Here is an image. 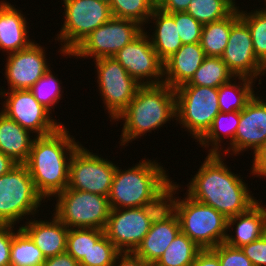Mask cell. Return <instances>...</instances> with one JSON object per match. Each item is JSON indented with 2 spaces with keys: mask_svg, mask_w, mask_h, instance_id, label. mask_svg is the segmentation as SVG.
<instances>
[{
  "mask_svg": "<svg viewBox=\"0 0 266 266\" xmlns=\"http://www.w3.org/2000/svg\"><path fill=\"white\" fill-rule=\"evenodd\" d=\"M222 155L208 153L187 184L186 193L230 218L247 211L258 200L252 196L241 176L231 172Z\"/></svg>",
  "mask_w": 266,
  "mask_h": 266,
  "instance_id": "1",
  "label": "cell"
},
{
  "mask_svg": "<svg viewBox=\"0 0 266 266\" xmlns=\"http://www.w3.org/2000/svg\"><path fill=\"white\" fill-rule=\"evenodd\" d=\"M64 126L49 135L34 136L28 160L24 163L44 200H50L51 196L55 197L67 188L70 160L81 145Z\"/></svg>",
  "mask_w": 266,
  "mask_h": 266,
  "instance_id": "2",
  "label": "cell"
},
{
  "mask_svg": "<svg viewBox=\"0 0 266 266\" xmlns=\"http://www.w3.org/2000/svg\"><path fill=\"white\" fill-rule=\"evenodd\" d=\"M144 158L127 170L116 167L108 196L111 209L167 206L173 181L160 163Z\"/></svg>",
  "mask_w": 266,
  "mask_h": 266,
  "instance_id": "3",
  "label": "cell"
},
{
  "mask_svg": "<svg viewBox=\"0 0 266 266\" xmlns=\"http://www.w3.org/2000/svg\"><path fill=\"white\" fill-rule=\"evenodd\" d=\"M171 119L176 120L175 89L163 83L141 86L127 108L113 122L124 120L119 144L127 146Z\"/></svg>",
  "mask_w": 266,
  "mask_h": 266,
  "instance_id": "4",
  "label": "cell"
},
{
  "mask_svg": "<svg viewBox=\"0 0 266 266\" xmlns=\"http://www.w3.org/2000/svg\"><path fill=\"white\" fill-rule=\"evenodd\" d=\"M179 188L176 182H172L167 194V205L178 216L181 232L201 249H212L225 242L228 218L213 207L194 200L187 193L183 200L175 198Z\"/></svg>",
  "mask_w": 266,
  "mask_h": 266,
  "instance_id": "5",
  "label": "cell"
},
{
  "mask_svg": "<svg viewBox=\"0 0 266 266\" xmlns=\"http://www.w3.org/2000/svg\"><path fill=\"white\" fill-rule=\"evenodd\" d=\"M42 200L26 165L17 164L0 176V225L15 226L26 215L36 216Z\"/></svg>",
  "mask_w": 266,
  "mask_h": 266,
  "instance_id": "6",
  "label": "cell"
},
{
  "mask_svg": "<svg viewBox=\"0 0 266 266\" xmlns=\"http://www.w3.org/2000/svg\"><path fill=\"white\" fill-rule=\"evenodd\" d=\"M176 122L198 142L219 114L218 88L181 85L175 89ZM184 126V127H183Z\"/></svg>",
  "mask_w": 266,
  "mask_h": 266,
  "instance_id": "7",
  "label": "cell"
},
{
  "mask_svg": "<svg viewBox=\"0 0 266 266\" xmlns=\"http://www.w3.org/2000/svg\"><path fill=\"white\" fill-rule=\"evenodd\" d=\"M55 215L69 229L97 228L104 230L111 211L109 199L96 193L71 188L55 195Z\"/></svg>",
  "mask_w": 266,
  "mask_h": 266,
  "instance_id": "8",
  "label": "cell"
},
{
  "mask_svg": "<svg viewBox=\"0 0 266 266\" xmlns=\"http://www.w3.org/2000/svg\"><path fill=\"white\" fill-rule=\"evenodd\" d=\"M64 23L58 41L62 42L60 54L68 56L92 31L113 16L108 3L98 0H63Z\"/></svg>",
  "mask_w": 266,
  "mask_h": 266,
  "instance_id": "9",
  "label": "cell"
},
{
  "mask_svg": "<svg viewBox=\"0 0 266 266\" xmlns=\"http://www.w3.org/2000/svg\"><path fill=\"white\" fill-rule=\"evenodd\" d=\"M165 207L111 209L104 233L120 252H134Z\"/></svg>",
  "mask_w": 266,
  "mask_h": 266,
  "instance_id": "10",
  "label": "cell"
},
{
  "mask_svg": "<svg viewBox=\"0 0 266 266\" xmlns=\"http://www.w3.org/2000/svg\"><path fill=\"white\" fill-rule=\"evenodd\" d=\"M97 83L110 121L127 108L141 85L133 79L114 57L95 59Z\"/></svg>",
  "mask_w": 266,
  "mask_h": 266,
  "instance_id": "11",
  "label": "cell"
},
{
  "mask_svg": "<svg viewBox=\"0 0 266 266\" xmlns=\"http://www.w3.org/2000/svg\"><path fill=\"white\" fill-rule=\"evenodd\" d=\"M144 28L129 19L112 17L92 31L70 54V56L99 59L113 57L126 44L137 37Z\"/></svg>",
  "mask_w": 266,
  "mask_h": 266,
  "instance_id": "12",
  "label": "cell"
},
{
  "mask_svg": "<svg viewBox=\"0 0 266 266\" xmlns=\"http://www.w3.org/2000/svg\"><path fill=\"white\" fill-rule=\"evenodd\" d=\"M116 166L80 145L70 160L67 187L108 197Z\"/></svg>",
  "mask_w": 266,
  "mask_h": 266,
  "instance_id": "13",
  "label": "cell"
},
{
  "mask_svg": "<svg viewBox=\"0 0 266 266\" xmlns=\"http://www.w3.org/2000/svg\"><path fill=\"white\" fill-rule=\"evenodd\" d=\"M0 96L1 99L3 96L7 98L2 103L1 112L24 129L35 133L36 137L49 135L63 125L52 119V113L34 98L30 90L1 89Z\"/></svg>",
  "mask_w": 266,
  "mask_h": 266,
  "instance_id": "14",
  "label": "cell"
},
{
  "mask_svg": "<svg viewBox=\"0 0 266 266\" xmlns=\"http://www.w3.org/2000/svg\"><path fill=\"white\" fill-rule=\"evenodd\" d=\"M143 30L113 57L141 86L163 84V62Z\"/></svg>",
  "mask_w": 266,
  "mask_h": 266,
  "instance_id": "15",
  "label": "cell"
},
{
  "mask_svg": "<svg viewBox=\"0 0 266 266\" xmlns=\"http://www.w3.org/2000/svg\"><path fill=\"white\" fill-rule=\"evenodd\" d=\"M222 60L235 77L256 81L266 74V66L256 57L248 25L239 18L232 26Z\"/></svg>",
  "mask_w": 266,
  "mask_h": 266,
  "instance_id": "16",
  "label": "cell"
},
{
  "mask_svg": "<svg viewBox=\"0 0 266 266\" xmlns=\"http://www.w3.org/2000/svg\"><path fill=\"white\" fill-rule=\"evenodd\" d=\"M45 52L44 47L33 42L26 49L6 54L8 56L4 73L8 81V91L30 90L49 70Z\"/></svg>",
  "mask_w": 266,
  "mask_h": 266,
  "instance_id": "17",
  "label": "cell"
},
{
  "mask_svg": "<svg viewBox=\"0 0 266 266\" xmlns=\"http://www.w3.org/2000/svg\"><path fill=\"white\" fill-rule=\"evenodd\" d=\"M240 111V120L234 137V154L243 153L249 148L253 155L266 141V98L258 94ZM247 149V150H246Z\"/></svg>",
  "mask_w": 266,
  "mask_h": 266,
  "instance_id": "18",
  "label": "cell"
},
{
  "mask_svg": "<svg viewBox=\"0 0 266 266\" xmlns=\"http://www.w3.org/2000/svg\"><path fill=\"white\" fill-rule=\"evenodd\" d=\"M180 231L178 216L167 205L155 217L134 253L147 263H156Z\"/></svg>",
  "mask_w": 266,
  "mask_h": 266,
  "instance_id": "19",
  "label": "cell"
},
{
  "mask_svg": "<svg viewBox=\"0 0 266 266\" xmlns=\"http://www.w3.org/2000/svg\"><path fill=\"white\" fill-rule=\"evenodd\" d=\"M205 57L200 43L183 44L163 63V83L172 89L188 83Z\"/></svg>",
  "mask_w": 266,
  "mask_h": 266,
  "instance_id": "20",
  "label": "cell"
},
{
  "mask_svg": "<svg viewBox=\"0 0 266 266\" xmlns=\"http://www.w3.org/2000/svg\"><path fill=\"white\" fill-rule=\"evenodd\" d=\"M35 219L22 224L21 228L41 250L45 259L66 252L69 228L55 215L51 221Z\"/></svg>",
  "mask_w": 266,
  "mask_h": 266,
  "instance_id": "21",
  "label": "cell"
},
{
  "mask_svg": "<svg viewBox=\"0 0 266 266\" xmlns=\"http://www.w3.org/2000/svg\"><path fill=\"white\" fill-rule=\"evenodd\" d=\"M258 201L247 211L227 219V231L235 227V236L227 233L225 243L241 248L266 233V208ZM233 226V227H232Z\"/></svg>",
  "mask_w": 266,
  "mask_h": 266,
  "instance_id": "22",
  "label": "cell"
},
{
  "mask_svg": "<svg viewBox=\"0 0 266 266\" xmlns=\"http://www.w3.org/2000/svg\"><path fill=\"white\" fill-rule=\"evenodd\" d=\"M21 13L14 5L0 1V50L8 54L26 49L34 42L28 39V22Z\"/></svg>",
  "mask_w": 266,
  "mask_h": 266,
  "instance_id": "23",
  "label": "cell"
},
{
  "mask_svg": "<svg viewBox=\"0 0 266 266\" xmlns=\"http://www.w3.org/2000/svg\"><path fill=\"white\" fill-rule=\"evenodd\" d=\"M151 21L155 24V31L152 32L151 37L150 34L148 36L156 54L164 63L183 45L174 20V13L164 12L156 7L148 19L149 23Z\"/></svg>",
  "mask_w": 266,
  "mask_h": 266,
  "instance_id": "24",
  "label": "cell"
},
{
  "mask_svg": "<svg viewBox=\"0 0 266 266\" xmlns=\"http://www.w3.org/2000/svg\"><path fill=\"white\" fill-rule=\"evenodd\" d=\"M30 133L0 112V152L11 157L18 164H24L28 160L34 141Z\"/></svg>",
  "mask_w": 266,
  "mask_h": 266,
  "instance_id": "25",
  "label": "cell"
},
{
  "mask_svg": "<svg viewBox=\"0 0 266 266\" xmlns=\"http://www.w3.org/2000/svg\"><path fill=\"white\" fill-rule=\"evenodd\" d=\"M239 120L240 112L238 111H234L231 113L219 112V114L214 118L211 128L198 141V144L207 148L211 146V149L208 150L209 153L220 154L222 151V147H220L222 145L221 141L222 139H225L223 137H227L228 139H230V147L228 146V148L224 150L223 154H231L230 151L234 154V137L239 124Z\"/></svg>",
  "mask_w": 266,
  "mask_h": 266,
  "instance_id": "26",
  "label": "cell"
},
{
  "mask_svg": "<svg viewBox=\"0 0 266 266\" xmlns=\"http://www.w3.org/2000/svg\"><path fill=\"white\" fill-rule=\"evenodd\" d=\"M240 18L239 6L227 17L203 25L200 45L206 56L221 57L230 36L231 26Z\"/></svg>",
  "mask_w": 266,
  "mask_h": 266,
  "instance_id": "27",
  "label": "cell"
},
{
  "mask_svg": "<svg viewBox=\"0 0 266 266\" xmlns=\"http://www.w3.org/2000/svg\"><path fill=\"white\" fill-rule=\"evenodd\" d=\"M236 78L239 79L235 83ZM234 81V83L232 82ZM254 80L246 77H235L218 87V102L220 112L231 113L242 111L247 103L256 95L253 89ZM232 99V100H231Z\"/></svg>",
  "mask_w": 266,
  "mask_h": 266,
  "instance_id": "28",
  "label": "cell"
},
{
  "mask_svg": "<svg viewBox=\"0 0 266 266\" xmlns=\"http://www.w3.org/2000/svg\"><path fill=\"white\" fill-rule=\"evenodd\" d=\"M10 250V266H42L45 262L41 250L19 226L14 232Z\"/></svg>",
  "mask_w": 266,
  "mask_h": 266,
  "instance_id": "29",
  "label": "cell"
},
{
  "mask_svg": "<svg viewBox=\"0 0 266 266\" xmlns=\"http://www.w3.org/2000/svg\"><path fill=\"white\" fill-rule=\"evenodd\" d=\"M234 77L221 57L206 56L191 80L184 85L218 88Z\"/></svg>",
  "mask_w": 266,
  "mask_h": 266,
  "instance_id": "30",
  "label": "cell"
},
{
  "mask_svg": "<svg viewBox=\"0 0 266 266\" xmlns=\"http://www.w3.org/2000/svg\"><path fill=\"white\" fill-rule=\"evenodd\" d=\"M201 248L181 231L155 264L158 266H191Z\"/></svg>",
  "mask_w": 266,
  "mask_h": 266,
  "instance_id": "31",
  "label": "cell"
},
{
  "mask_svg": "<svg viewBox=\"0 0 266 266\" xmlns=\"http://www.w3.org/2000/svg\"><path fill=\"white\" fill-rule=\"evenodd\" d=\"M236 8L235 0H191L186 13L205 25L229 16Z\"/></svg>",
  "mask_w": 266,
  "mask_h": 266,
  "instance_id": "32",
  "label": "cell"
},
{
  "mask_svg": "<svg viewBox=\"0 0 266 266\" xmlns=\"http://www.w3.org/2000/svg\"><path fill=\"white\" fill-rule=\"evenodd\" d=\"M113 17L129 19L144 26L156 8V0H111Z\"/></svg>",
  "mask_w": 266,
  "mask_h": 266,
  "instance_id": "33",
  "label": "cell"
},
{
  "mask_svg": "<svg viewBox=\"0 0 266 266\" xmlns=\"http://www.w3.org/2000/svg\"><path fill=\"white\" fill-rule=\"evenodd\" d=\"M239 14L251 32L256 57L266 66V9L249 13L239 9Z\"/></svg>",
  "mask_w": 266,
  "mask_h": 266,
  "instance_id": "34",
  "label": "cell"
},
{
  "mask_svg": "<svg viewBox=\"0 0 266 266\" xmlns=\"http://www.w3.org/2000/svg\"><path fill=\"white\" fill-rule=\"evenodd\" d=\"M97 228H70L67 234L66 252L78 262L87 256L92 247L103 235Z\"/></svg>",
  "mask_w": 266,
  "mask_h": 266,
  "instance_id": "35",
  "label": "cell"
},
{
  "mask_svg": "<svg viewBox=\"0 0 266 266\" xmlns=\"http://www.w3.org/2000/svg\"><path fill=\"white\" fill-rule=\"evenodd\" d=\"M50 69L30 88V91L34 98L52 113L51 109L59 103L63 89L61 82Z\"/></svg>",
  "mask_w": 266,
  "mask_h": 266,
  "instance_id": "36",
  "label": "cell"
},
{
  "mask_svg": "<svg viewBox=\"0 0 266 266\" xmlns=\"http://www.w3.org/2000/svg\"><path fill=\"white\" fill-rule=\"evenodd\" d=\"M120 251L104 234L96 243H92L87 256L79 261V266H113Z\"/></svg>",
  "mask_w": 266,
  "mask_h": 266,
  "instance_id": "37",
  "label": "cell"
},
{
  "mask_svg": "<svg viewBox=\"0 0 266 266\" xmlns=\"http://www.w3.org/2000/svg\"><path fill=\"white\" fill-rule=\"evenodd\" d=\"M174 20L183 44L200 43L203 25L186 12H175Z\"/></svg>",
  "mask_w": 266,
  "mask_h": 266,
  "instance_id": "38",
  "label": "cell"
},
{
  "mask_svg": "<svg viewBox=\"0 0 266 266\" xmlns=\"http://www.w3.org/2000/svg\"><path fill=\"white\" fill-rule=\"evenodd\" d=\"M212 250L218 255L220 266H254L241 248L220 243Z\"/></svg>",
  "mask_w": 266,
  "mask_h": 266,
  "instance_id": "39",
  "label": "cell"
},
{
  "mask_svg": "<svg viewBox=\"0 0 266 266\" xmlns=\"http://www.w3.org/2000/svg\"><path fill=\"white\" fill-rule=\"evenodd\" d=\"M254 266H266V233L259 239L241 247Z\"/></svg>",
  "mask_w": 266,
  "mask_h": 266,
  "instance_id": "40",
  "label": "cell"
},
{
  "mask_svg": "<svg viewBox=\"0 0 266 266\" xmlns=\"http://www.w3.org/2000/svg\"><path fill=\"white\" fill-rule=\"evenodd\" d=\"M14 225H0V266H10Z\"/></svg>",
  "mask_w": 266,
  "mask_h": 266,
  "instance_id": "41",
  "label": "cell"
},
{
  "mask_svg": "<svg viewBox=\"0 0 266 266\" xmlns=\"http://www.w3.org/2000/svg\"><path fill=\"white\" fill-rule=\"evenodd\" d=\"M252 163V176L266 177V141L255 152Z\"/></svg>",
  "mask_w": 266,
  "mask_h": 266,
  "instance_id": "42",
  "label": "cell"
},
{
  "mask_svg": "<svg viewBox=\"0 0 266 266\" xmlns=\"http://www.w3.org/2000/svg\"><path fill=\"white\" fill-rule=\"evenodd\" d=\"M191 0H156V7L167 13L186 12Z\"/></svg>",
  "mask_w": 266,
  "mask_h": 266,
  "instance_id": "43",
  "label": "cell"
},
{
  "mask_svg": "<svg viewBox=\"0 0 266 266\" xmlns=\"http://www.w3.org/2000/svg\"><path fill=\"white\" fill-rule=\"evenodd\" d=\"M191 266H220V261L212 249H201Z\"/></svg>",
  "mask_w": 266,
  "mask_h": 266,
  "instance_id": "44",
  "label": "cell"
},
{
  "mask_svg": "<svg viewBox=\"0 0 266 266\" xmlns=\"http://www.w3.org/2000/svg\"><path fill=\"white\" fill-rule=\"evenodd\" d=\"M141 257L134 252H120L114 261L113 266H148Z\"/></svg>",
  "mask_w": 266,
  "mask_h": 266,
  "instance_id": "45",
  "label": "cell"
},
{
  "mask_svg": "<svg viewBox=\"0 0 266 266\" xmlns=\"http://www.w3.org/2000/svg\"><path fill=\"white\" fill-rule=\"evenodd\" d=\"M42 266H79V262L69 253L64 252L54 257L46 258Z\"/></svg>",
  "mask_w": 266,
  "mask_h": 266,
  "instance_id": "46",
  "label": "cell"
},
{
  "mask_svg": "<svg viewBox=\"0 0 266 266\" xmlns=\"http://www.w3.org/2000/svg\"><path fill=\"white\" fill-rule=\"evenodd\" d=\"M17 164L11 157L0 152V176L9 172Z\"/></svg>",
  "mask_w": 266,
  "mask_h": 266,
  "instance_id": "47",
  "label": "cell"
},
{
  "mask_svg": "<svg viewBox=\"0 0 266 266\" xmlns=\"http://www.w3.org/2000/svg\"><path fill=\"white\" fill-rule=\"evenodd\" d=\"M98 1H101V2H104V3H110L111 0H98Z\"/></svg>",
  "mask_w": 266,
  "mask_h": 266,
  "instance_id": "48",
  "label": "cell"
},
{
  "mask_svg": "<svg viewBox=\"0 0 266 266\" xmlns=\"http://www.w3.org/2000/svg\"><path fill=\"white\" fill-rule=\"evenodd\" d=\"M148 266H158L157 264H155V263H149V265Z\"/></svg>",
  "mask_w": 266,
  "mask_h": 266,
  "instance_id": "49",
  "label": "cell"
}]
</instances>
